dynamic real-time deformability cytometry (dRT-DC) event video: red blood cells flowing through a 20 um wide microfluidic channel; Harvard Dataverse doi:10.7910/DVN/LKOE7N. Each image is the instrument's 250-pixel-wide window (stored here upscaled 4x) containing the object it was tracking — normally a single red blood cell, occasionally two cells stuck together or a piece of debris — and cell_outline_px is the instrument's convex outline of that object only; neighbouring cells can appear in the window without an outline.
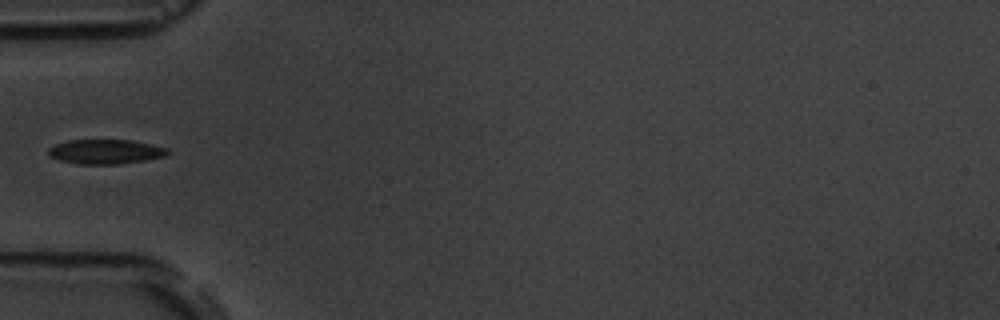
{"species": "common noctule bat (a hibernating species)", "species_latin": "Nyctalus noctula", "temperature_condition": "room temperature", "stored_images_in_passage": 4, "camera_frame_rate_fps": 3000, "um_per_image_px": 0.085, "animal": {"sex": "male", "body_mass_g": 19.5, "forearm_length_mm": 54.6}, "frame": {"image": 1, "passage_image": 3, "time_ms": 3.0, "image_size_px": [1000, 320], "cell_outline_px": [[172, 152], [168, 156], [120, 164], [80, 164], [60, 160], [48, 156], [48, 148], [56, 144], [68, 140], [128, 140], [168, 148]], "centroid_in_image_um": [8.98, 12.9], "position_along_channel_um": 76.0, "area_um2": 17.05}}
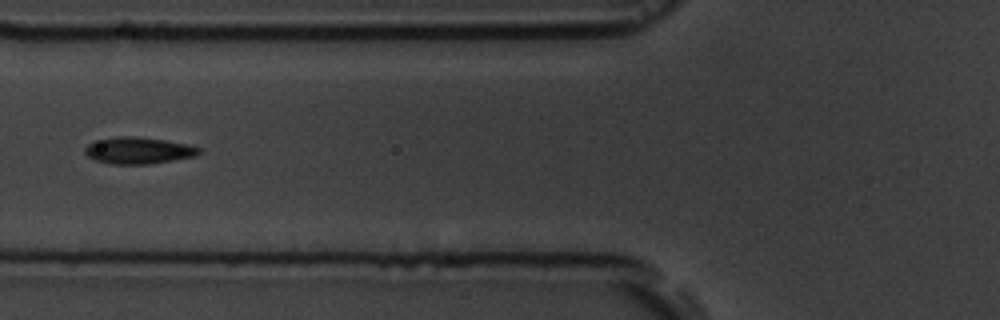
{"frame": {"image": 2, "passage_image": 4, "time_ms": 4.0, "image_size_px": [1000, 320], "cell_outline_px": [[200, 152], [196, 156], [148, 164], [112, 164], [96, 160], [88, 156], [84, 152], [84, 148], [88, 144], [100, 140], [116, 136], [136, 136], [164, 140], [188, 144], [200, 148]], "centroid_in_image_um": [11.76, 12.79], "position_along_channel_um": 114.0, "area_um2": 17.57}}